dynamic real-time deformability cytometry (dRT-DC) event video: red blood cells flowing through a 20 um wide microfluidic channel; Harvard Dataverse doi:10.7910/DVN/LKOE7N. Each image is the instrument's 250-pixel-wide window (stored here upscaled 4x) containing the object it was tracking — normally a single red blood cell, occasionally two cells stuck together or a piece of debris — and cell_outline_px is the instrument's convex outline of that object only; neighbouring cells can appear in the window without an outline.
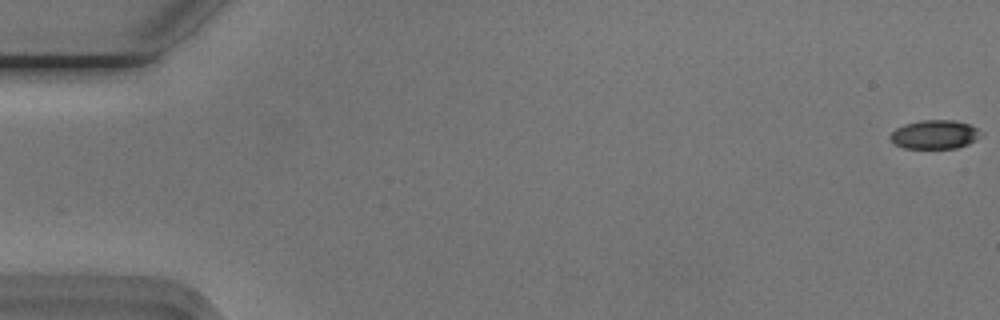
{"species": "Egyptian fruit bat (a non-hibernating species)", "species_latin": "Rousettus aegyptiacus", "temperature_condition": "cold", "stored_images_in_passage": 50, "camera_frame_rate_fps": 3000, "um_per_image_px": 0.085, "animal": {"sex": "male"}, "frame": {"image": 1, "passage_image": 1, "time_ms": 0.0, "image_size_px": [1000, 320], "cell_outline_px": [[984, 132], [976, 140], [968, 144], [956, 148], [904, 148], [896, 144], [888, 136], [896, 128], [904, 124], [920, 120], [952, 120], [968, 124]], "centroid_in_image_um": [79.46, 11.43], "position_along_channel_um": 5.5, "area_um2": 15.2}}
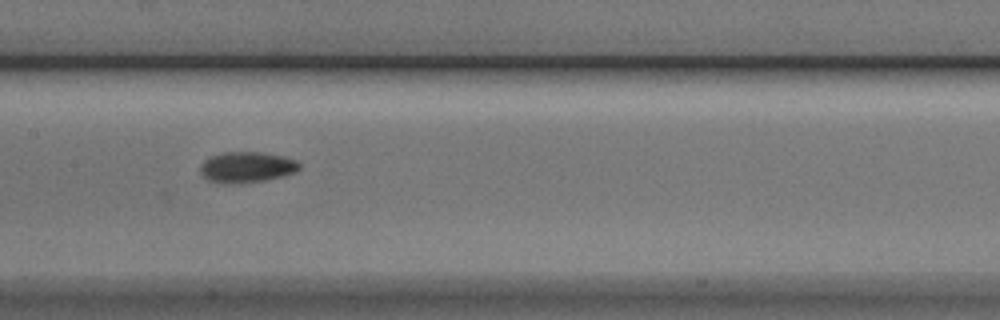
{"frame": {"image": 2, "passage_image": 28, "time_ms": 9.0, "image_size_px": [1000, 320], "cell_outline_px": [[300, 168], [296, 172], [284, 176], [264, 180], [228, 184], [208, 180], [200, 172], [200, 164], [204, 160], [212, 156], [224, 152], [260, 152], [284, 156], [296, 160], [300, 164]], "centroid_in_image_um": [20.99, 14.2], "position_along_channel_um": 186.4, "area_um2": 17.74}}
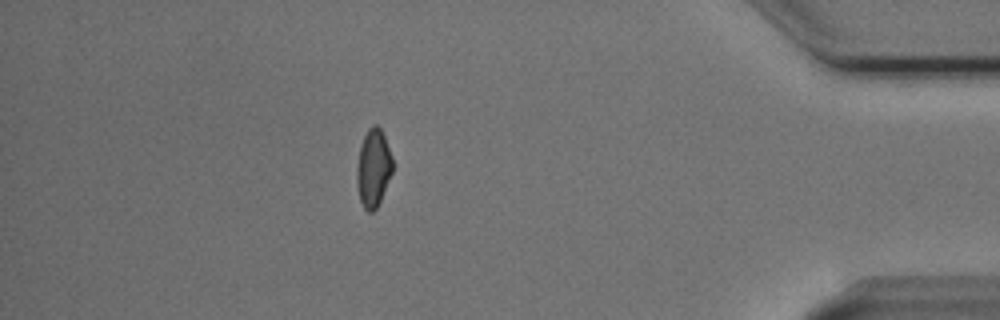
{"frame": {"image": 3, "passage_image": 49, "time_ms": 16.0, "image_size_px": [1000, 320], "cell_outline_px": [[392, 172], [380, 200], [376, 208], [372, 212], [368, 212], [364, 208], [360, 200], [356, 184], [356, 168], [360, 144], [368, 128], [372, 124], [376, 124], [380, 128], [384, 136], [392, 156]], "centroid_in_image_um": [31.71, 14.26], "position_along_channel_um": 403.5, "area_um2": 16.24}}